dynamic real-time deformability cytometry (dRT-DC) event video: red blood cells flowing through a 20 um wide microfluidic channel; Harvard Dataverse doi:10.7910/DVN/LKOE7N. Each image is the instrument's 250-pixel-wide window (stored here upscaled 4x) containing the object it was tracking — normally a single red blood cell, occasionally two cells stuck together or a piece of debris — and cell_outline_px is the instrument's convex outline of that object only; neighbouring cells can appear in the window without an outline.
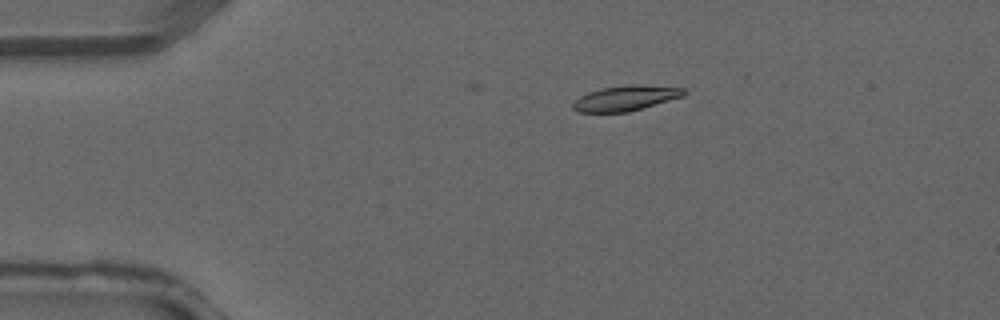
{"species": "common noctule bat (a hibernating species)", "species_latin": "Nyctalus noctula", "temperature_condition": "warm", "stored_images_in_passage": 4, "camera_frame_rate_fps": 3000, "um_per_image_px": 0.085, "animal": {"sex": "male", "forearm_length_mm": 52.5}, "frame": {"image": 1, "passage_image": 3, "time_ms": 0.667, "image_size_px": [1000, 320], "cell_outline_px": [[688, 92], [684, 96], [628, 112], [580, 112], [572, 108], [572, 104], [580, 96], [588, 92], [600, 88], [628, 84], [636, 84], [684, 88]], "centroid_in_image_um": [53.19, 8.33], "position_along_channel_um": 31.8, "area_um2": 16.3}}